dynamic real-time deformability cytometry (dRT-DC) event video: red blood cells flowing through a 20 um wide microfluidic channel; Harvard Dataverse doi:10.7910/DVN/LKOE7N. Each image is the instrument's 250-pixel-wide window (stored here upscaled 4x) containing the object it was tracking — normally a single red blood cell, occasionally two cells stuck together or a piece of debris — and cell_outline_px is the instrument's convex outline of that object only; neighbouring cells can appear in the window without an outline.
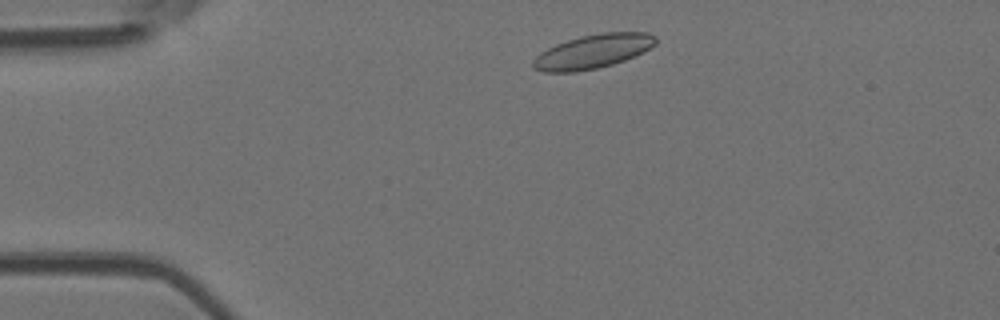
{"species": "Egyptian fruit bat (a non-hibernating species)", "species_latin": "Rousettus aegyptiacus", "temperature_condition": "room temperature", "stored_images_in_passage": 2, "camera_frame_rate_fps": 3000, "um_per_image_px": 0.085, "animal": {"sex": "female"}, "frame": {"image": 1, "passage_image": 1, "time_ms": 0.0, "image_size_px": [1000, 320], "cell_outline_px": [[656, 44], [644, 52], [624, 60], [612, 64], [596, 68], [576, 72], [544, 72], [532, 68], [532, 60], [540, 52], [556, 44], [580, 36], [600, 32], [648, 32], [656, 36]], "centroid_in_image_um": [50.39, 4.37], "position_along_channel_um": 34.6, "area_um2": 24.39}}